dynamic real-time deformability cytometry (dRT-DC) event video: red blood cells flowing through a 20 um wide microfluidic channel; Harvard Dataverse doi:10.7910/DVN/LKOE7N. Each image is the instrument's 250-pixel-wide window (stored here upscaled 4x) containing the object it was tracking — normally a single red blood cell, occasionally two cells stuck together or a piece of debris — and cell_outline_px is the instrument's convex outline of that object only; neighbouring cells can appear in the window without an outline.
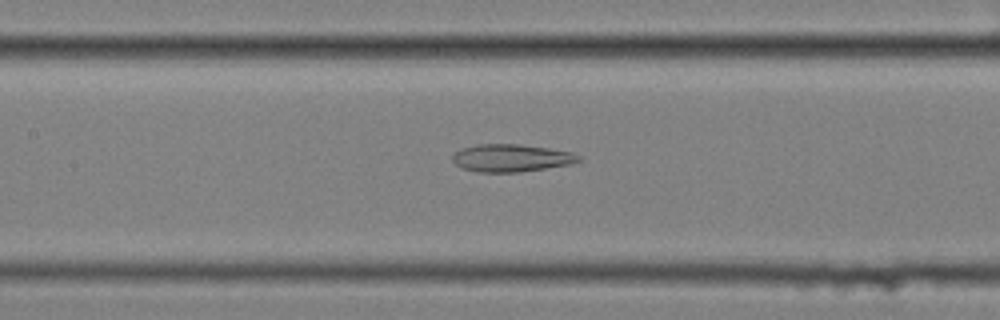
{"species": "common noctule bat (a hibernating species)", "species_latin": "Nyctalus noctula", "temperature_condition": "cold", "stored_images_in_passage": 57, "camera_frame_rate_fps": 3000, "um_per_image_px": 0.085, "animal": {"sex": "female", "body_mass_g": 25.1}, "frame": {"image": 1, "passage_image": 26, "time_ms": 8.333, "image_size_px": [1000, 320], "cell_outline_px": [[580, 160], [568, 164], [520, 172], [476, 172], [460, 168], [452, 160], [452, 156], [460, 148], [476, 144], [520, 144], [548, 148], [572, 152], [580, 156]], "centroid_in_image_um": [43.39, 13.42], "position_along_channel_um": 164.0, "area_um2": 20.23}}
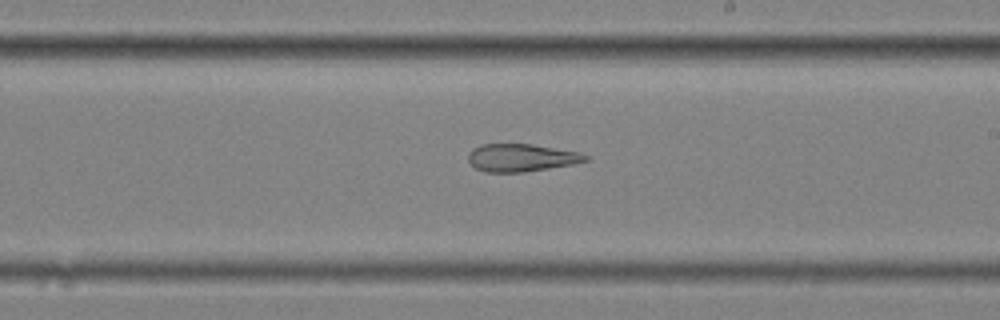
{"frame": {"image": 2, "passage_image": 33, "time_ms": 10.667, "image_size_px": [1000, 320], "cell_outline_px": [[588, 160], [572, 164], [524, 172], [484, 172], [476, 168], [468, 160], [468, 152], [472, 148], [480, 144], [532, 144], [580, 152], [588, 156]], "centroid_in_image_um": [44.28, 13.4], "position_along_channel_um": 244.7, "area_um2": 18.9}}
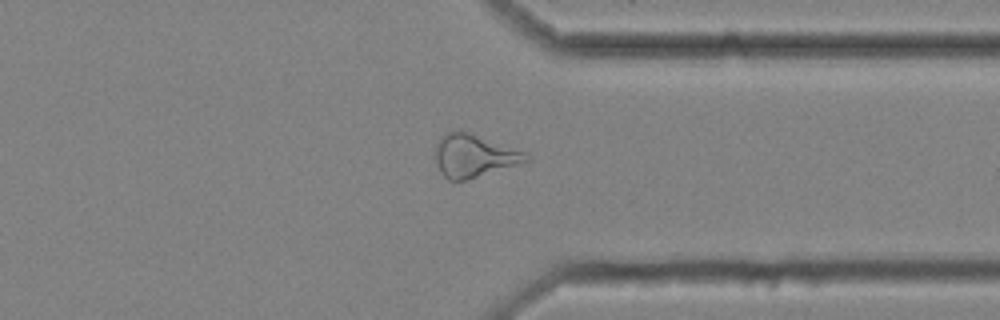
{"frame": {"image": 3, "passage_image": 44, "time_ms": 14.333, "image_size_px": [1000, 320], "cell_outline_px": [[532, 160], [464, 180], [448, 180], [440, 172], [436, 164], [436, 144], [440, 136], [448, 132], [468, 132], [524, 152], [532, 156]], "centroid_in_image_um": [40.27, 13.25], "position_along_channel_um": 371.1, "area_um2": 22.14}, "authors_computed_cell_mechanics": {"area_um2": 25.432, "velocity_mm_per_s": 3.4711, "shape_relaxation_time_tau1_ms": null, "shape_relaxation_time_tau2_ms": 3.5806, "deformation_change_tau1": null, "deformation_change_tau2": 0.143}}